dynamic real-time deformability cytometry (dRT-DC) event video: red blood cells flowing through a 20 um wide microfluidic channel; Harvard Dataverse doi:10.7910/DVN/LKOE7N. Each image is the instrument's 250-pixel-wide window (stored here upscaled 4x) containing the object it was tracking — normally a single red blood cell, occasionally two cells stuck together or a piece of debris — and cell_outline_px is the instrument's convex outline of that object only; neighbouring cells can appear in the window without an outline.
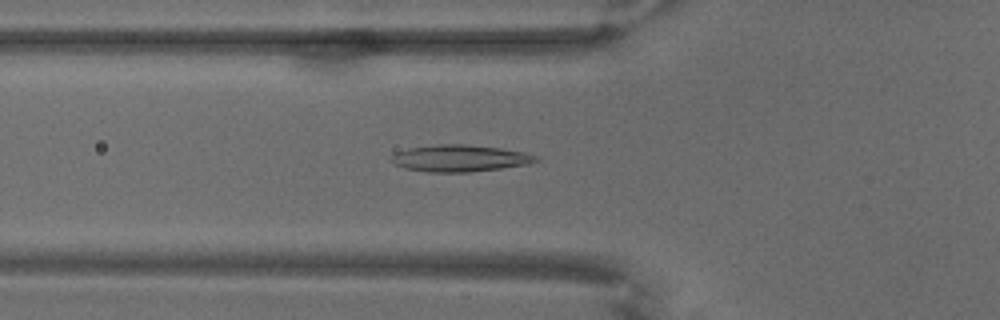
{"species": "common noctule bat (a hibernating species)", "species_latin": "Nyctalus noctula", "temperature_condition": "warm", "stored_images_in_passage": 69, "camera_frame_rate_fps": 3000, "um_per_image_px": 0.085, "animal": {"sex": "male", "body_mass_g": 18.8}, "frame": {"image": 1, "passage_image": 25, "time_ms": 8.0, "image_size_px": [1000, 320], "cell_outline_px": [[540, 160], [528, 164], [500, 168], [468, 172], [428, 172], [404, 168], [388, 160], [396, 152], [408, 148], [440, 144], [464, 144], [500, 148], [524, 152], [536, 156]], "centroid_in_image_um": [39.06, 13.45], "position_along_channel_um": 86.7, "area_um2": 22.43}}
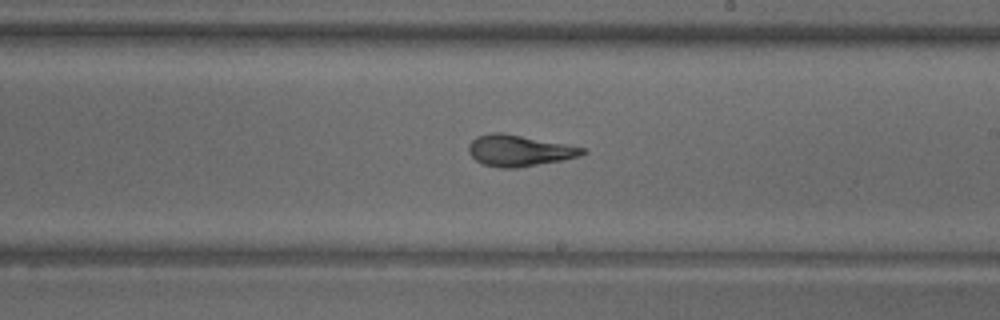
{"frame": {"image": 2, "passage_image": 41, "time_ms": 13.333, "image_size_px": [1000, 320], "cell_outline_px": [[588, 152], [580, 156], [560, 160], [516, 168], [504, 168], [484, 164], [476, 160], [468, 152], [468, 144], [476, 136], [488, 132], [504, 132], [568, 144], [584, 148]], "centroid_in_image_um": [44.11, 12.77], "position_along_channel_um": 244.9, "area_um2": 20.81}}
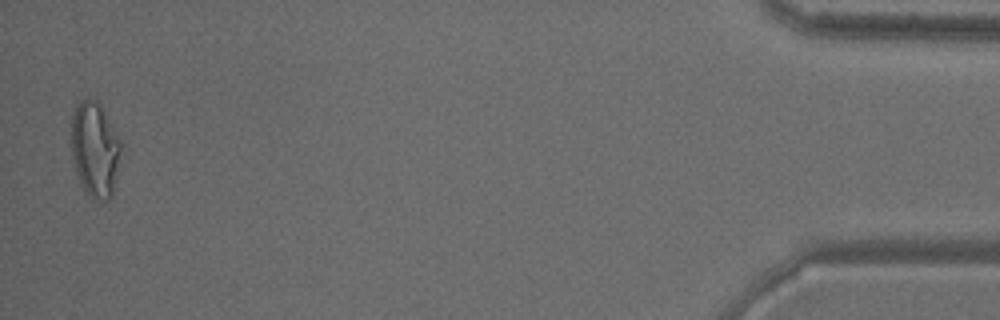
{"frame": {"image": 3, "passage_image": 68, "time_ms": 22.333, "image_size_px": [1000, 320], "cell_outline_px": [[120, 148], [112, 196], [108, 200], [100, 204], [92, 200], [80, 184], [72, 156], [72, 116], [76, 104], [80, 100], [88, 96], [96, 100], [100, 104], [120, 140]], "centroid_in_image_um": [8.04, 12.72], "position_along_channel_um": 427.2, "area_um2": 27.46}}